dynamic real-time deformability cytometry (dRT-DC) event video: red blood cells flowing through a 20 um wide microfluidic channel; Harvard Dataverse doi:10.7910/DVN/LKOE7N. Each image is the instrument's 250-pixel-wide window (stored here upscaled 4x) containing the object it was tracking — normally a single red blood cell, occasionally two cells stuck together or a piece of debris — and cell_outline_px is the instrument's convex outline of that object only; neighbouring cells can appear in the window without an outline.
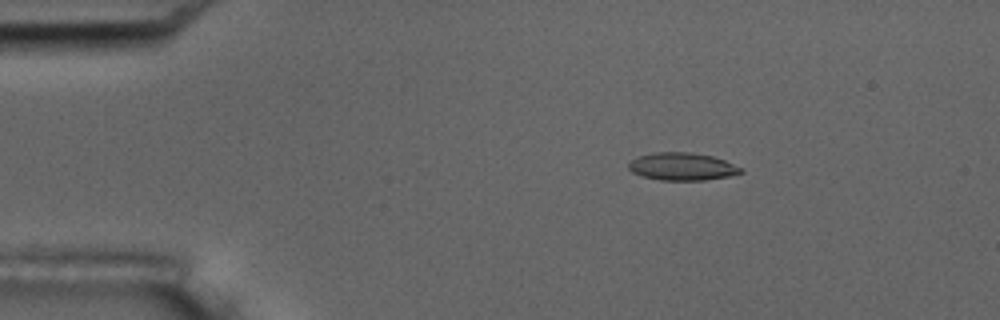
{"species": "common noctule bat (a hibernating species)", "species_latin": "Nyctalus noctula", "temperature_condition": "room temperature", "stored_images_in_passage": 5, "camera_frame_rate_fps": 3000, "um_per_image_px": 0.085, "animal": {"sex": "male", "body_mass_g": 17.5, "forearm_length_mm": 52.3}, "frame": {"image": 1, "passage_image": 3, "time_ms": 2.333, "image_size_px": [1000, 320], "cell_outline_px": [[744, 172], [728, 176], [704, 180], [660, 180], [644, 176], [632, 172], [628, 168], [628, 164], [636, 156], [652, 152], [688, 152], [712, 156], [724, 160], [744, 168]], "centroid_in_image_um": [57.98, 14.15], "position_along_channel_um": 27.0, "area_um2": 18.09}}